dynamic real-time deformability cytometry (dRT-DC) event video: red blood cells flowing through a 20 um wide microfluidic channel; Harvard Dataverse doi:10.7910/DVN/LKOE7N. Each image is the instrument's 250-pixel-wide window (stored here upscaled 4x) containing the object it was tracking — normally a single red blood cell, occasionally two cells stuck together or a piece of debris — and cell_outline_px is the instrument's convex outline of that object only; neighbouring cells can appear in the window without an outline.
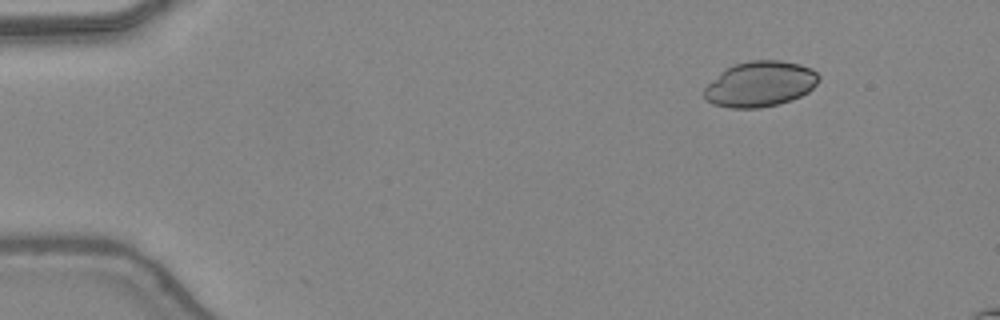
{"species": "common noctule bat (a hibernating species)", "species_latin": "Nyctalus noctula", "temperature_condition": "warm", "stored_images_in_passage": 7, "camera_frame_rate_fps": 3000, "um_per_image_px": 0.085, "animal": {"sex": "female", "body_mass_g": 24.6, "forearm_length_mm": 56.2}, "frame": {"image": 1, "passage_image": 1, "time_ms": 0.0, "image_size_px": [1000, 320], "cell_outline_px": [[820, 80], [808, 92], [792, 100], [760, 108], [728, 108], [712, 104], [704, 96], [704, 88], [724, 68], [736, 64], [752, 60], [780, 60], [800, 64], [812, 68], [820, 76]], "centroid_in_image_um": [64.62, 7.14], "position_along_channel_um": 20.4, "area_um2": 30.46}}